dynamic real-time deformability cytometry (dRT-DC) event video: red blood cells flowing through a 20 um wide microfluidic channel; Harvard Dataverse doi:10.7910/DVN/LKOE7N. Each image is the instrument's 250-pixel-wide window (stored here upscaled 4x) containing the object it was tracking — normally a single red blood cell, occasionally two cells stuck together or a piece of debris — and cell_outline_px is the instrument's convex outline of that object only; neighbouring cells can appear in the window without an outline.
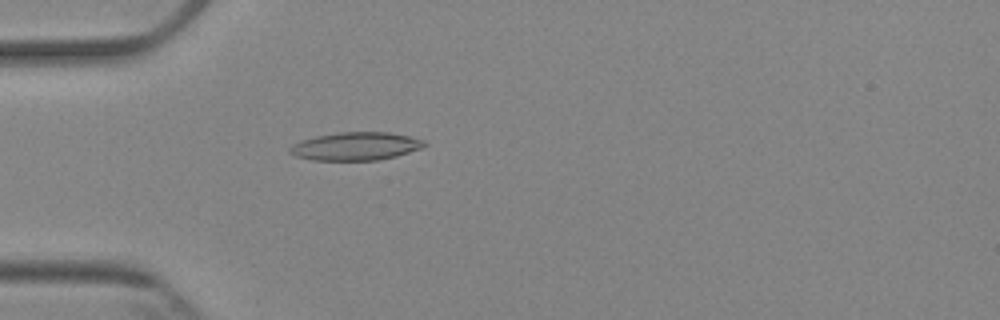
{"species": "Egyptian fruit bat (a non-hibernating species)", "species_latin": "Rousettus aegyptiacus", "temperature_condition": "cold", "stored_images_in_passage": 4, "camera_frame_rate_fps": 3000, "um_per_image_px": 0.085, "animal": {"sex": "female"}, "frame": {"image": 1, "passage_image": 4, "time_ms": 3.667, "image_size_px": [1000, 320], "cell_outline_px": [[428, 144], [424, 148], [396, 156], [376, 160], [312, 160], [296, 156], [288, 152], [288, 148], [292, 144], [300, 140], [316, 136], [340, 132], [388, 132], [408, 136], [424, 140]], "centroid_in_image_um": [30.23, 12.43], "position_along_channel_um": 54.8, "area_um2": 22.14}}